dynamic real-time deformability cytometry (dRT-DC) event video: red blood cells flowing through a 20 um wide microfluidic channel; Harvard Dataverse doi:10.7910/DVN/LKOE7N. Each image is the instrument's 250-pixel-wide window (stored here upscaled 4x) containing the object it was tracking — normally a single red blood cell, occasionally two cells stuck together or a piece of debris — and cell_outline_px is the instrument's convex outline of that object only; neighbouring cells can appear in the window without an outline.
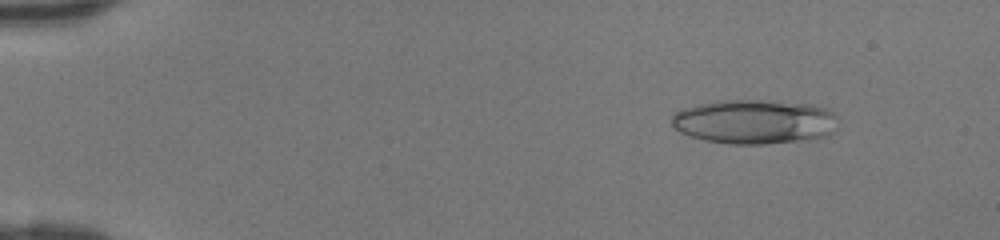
{"species": "human", "species_latin": "Homo sapiens", "temperature_condition": "room temperature", "stored_images_in_passage": 46, "camera_frame_rate_fps": 3000, "um_per_image_px": 0.085, "donor": {"sex": "female"}, "frame": {"image": 1, "passage_image": 6, "time_ms": 1.667, "image_size_px": [1000, 240], "cell_outline_px": [[840, 120], [836, 128], [832, 132], [816, 140], [760, 144], [732, 144], [704, 140], [680, 132], [672, 124], [672, 112], [680, 108], [696, 104], [716, 100], [760, 100], [812, 104], [824, 108], [832, 112]], "centroid_in_image_um": [64.14, 10.34], "position_along_channel_um": 20.9, "area_um2": 43.64}}
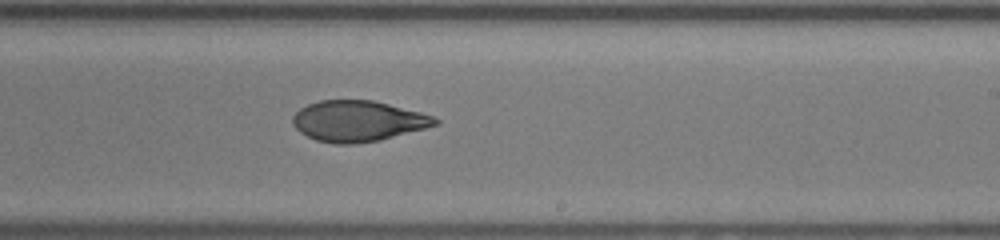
{"frame": {"image": 2, "passage_image": 29, "time_ms": 9.333, "image_size_px": [1000, 240], "cell_outline_px": [[440, 124], [380, 140], [352, 144], [336, 144], [316, 140], [300, 132], [292, 124], [292, 116], [300, 108], [308, 104], [320, 100], [372, 100], [420, 112], [432, 116], [440, 120]], "centroid_in_image_um": [30.41, 10.29], "position_along_channel_um": 258.6, "area_um2": 33.76}}
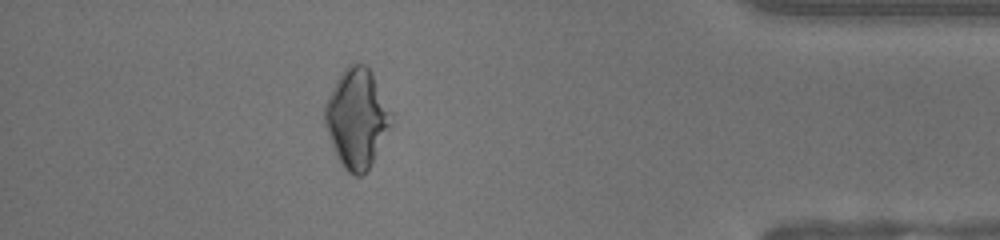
{"frame": {"image": 3, "passage_image": 41, "time_ms": 13.333, "image_size_px": [1000, 240], "cell_outline_px": [[392, 124], [368, 172], [360, 176], [356, 176], [348, 172], [340, 164], [336, 156], [328, 136], [324, 124], [324, 104], [340, 72], [348, 64], [364, 64], [368, 68], [392, 112]], "centroid_in_image_um": [30.31, 10.1], "position_along_channel_um": 404.9, "area_um2": 38.38}}